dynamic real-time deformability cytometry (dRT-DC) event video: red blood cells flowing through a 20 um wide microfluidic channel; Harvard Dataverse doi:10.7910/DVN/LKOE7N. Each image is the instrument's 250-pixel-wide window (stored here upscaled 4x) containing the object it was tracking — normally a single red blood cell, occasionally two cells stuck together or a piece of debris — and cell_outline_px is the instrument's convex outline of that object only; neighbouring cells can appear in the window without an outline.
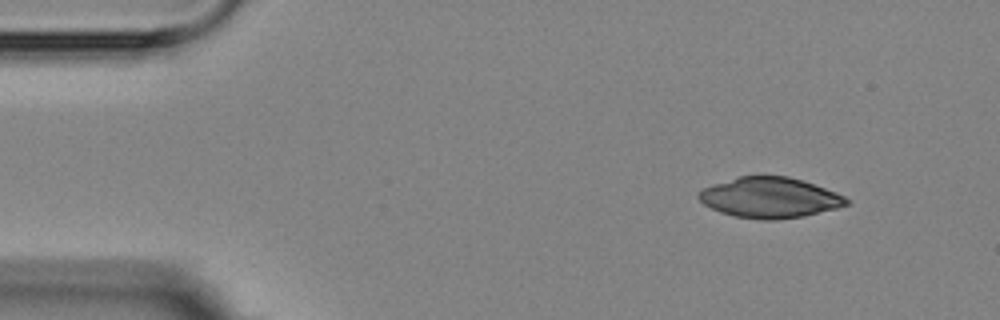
{"species": "Egyptian fruit bat (a non-hibernating species)", "species_latin": "Rousettus aegyptiacus", "temperature_condition": "room temperature", "stored_images_in_passage": 7, "camera_frame_rate_fps": 3000, "um_per_image_px": 0.085, "animal": {"sex": "female"}, "frame": {"image": 1, "passage_image": 1, "time_ms": 0.0, "image_size_px": [1000, 320], "cell_outline_px": [[852, 204], [804, 216], [776, 220], [764, 220], [732, 216], [720, 212], [704, 204], [696, 196], [704, 188], [712, 184], [740, 176], [788, 176], [804, 180], [836, 192], [852, 200]], "centroid_in_image_um": [65.47, 16.8], "position_along_channel_um": 19.5, "area_um2": 35.03}}